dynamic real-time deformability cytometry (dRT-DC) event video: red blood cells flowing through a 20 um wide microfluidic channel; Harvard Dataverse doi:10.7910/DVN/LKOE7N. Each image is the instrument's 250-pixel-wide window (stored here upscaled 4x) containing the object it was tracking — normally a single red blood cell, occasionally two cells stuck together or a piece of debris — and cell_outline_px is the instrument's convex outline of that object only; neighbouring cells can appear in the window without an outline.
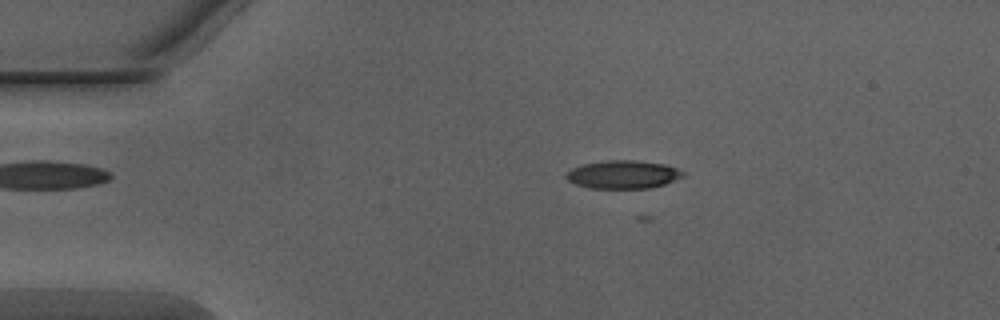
{"species": "Egyptian fruit bat (a non-hibernating species)", "species_latin": "Rousettus aegyptiacus", "temperature_condition": "warm", "stored_images_in_passage": 18, "camera_frame_rate_fps": 3000, "um_per_image_px": 0.085, "animal": {"sex": "male"}, "frame": {"image": 1, "passage_image": 9, "time_ms": 2.667, "image_size_px": [1000, 320], "cell_outline_px": [[684, 176], [664, 184], [652, 188], [588, 188], [576, 184], [568, 180], [564, 176], [572, 168], [584, 164], [608, 160], [636, 160], [664, 164], [676, 168], [684, 172]], "centroid_in_image_um": [52.96, 14.83], "position_along_channel_um": 32.0, "area_um2": 19.07}}
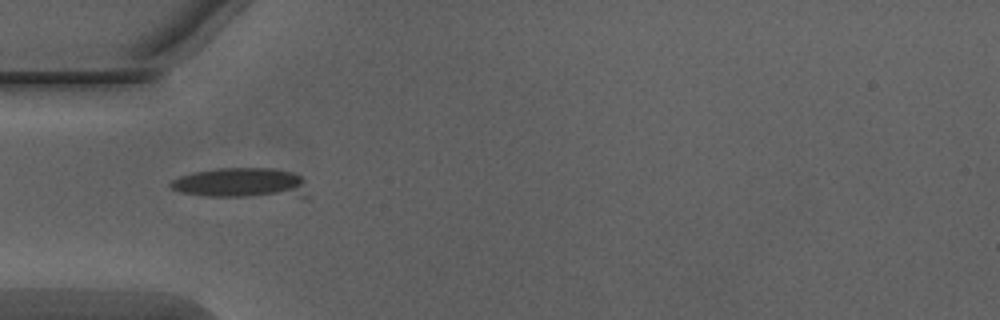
{"frame": {"image": 2, "passage_image": 15, "time_ms": 4.667, "image_size_px": [1000, 320], "cell_outline_px": [[312, 196], [304, 200], [208, 196], [184, 192], [172, 188], [168, 184], [172, 180], [180, 176], [192, 172], [220, 168], [268, 168], [292, 172], [300, 176], [304, 180]], "centroid_in_image_um": [20.73, 15.62], "position_along_channel_um": 64.3, "area_um2": 25.43}}